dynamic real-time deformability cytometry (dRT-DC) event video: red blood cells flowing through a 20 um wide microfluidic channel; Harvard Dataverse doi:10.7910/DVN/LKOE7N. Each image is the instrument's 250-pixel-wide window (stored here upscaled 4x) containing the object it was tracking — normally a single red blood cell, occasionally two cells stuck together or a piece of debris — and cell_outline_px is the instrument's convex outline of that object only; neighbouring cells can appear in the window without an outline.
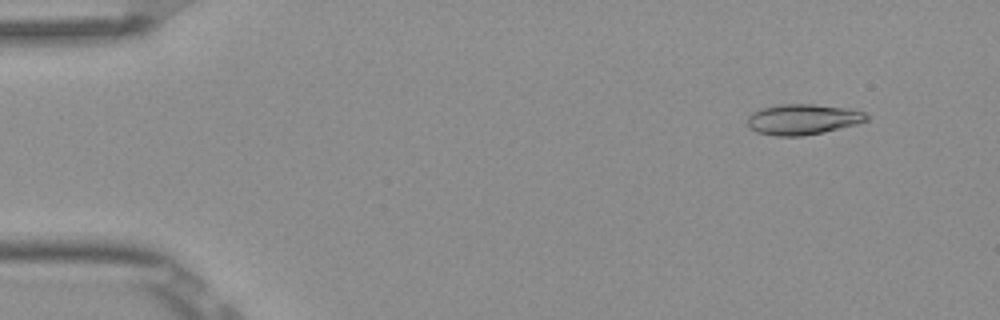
{"species": "Egyptian fruit bat (a non-hibernating species)", "species_latin": "Rousettus aegyptiacus", "temperature_condition": "room temperature", "stored_images_in_passage": 5, "camera_frame_rate_fps": 3000, "um_per_image_px": 0.085, "frame": {"image": 1, "passage_image": 2, "time_ms": 0.333, "image_size_px": [1000, 320], "cell_outline_px": [[868, 120], [856, 124], [824, 132], [800, 136], [776, 136], [756, 132], [748, 124], [748, 116], [752, 112], [760, 108], [780, 104], [812, 104], [848, 108], [864, 112], [868, 116]], "centroid_in_image_um": [68.23, 10.14], "position_along_channel_um": 16.8, "area_um2": 21.15}}
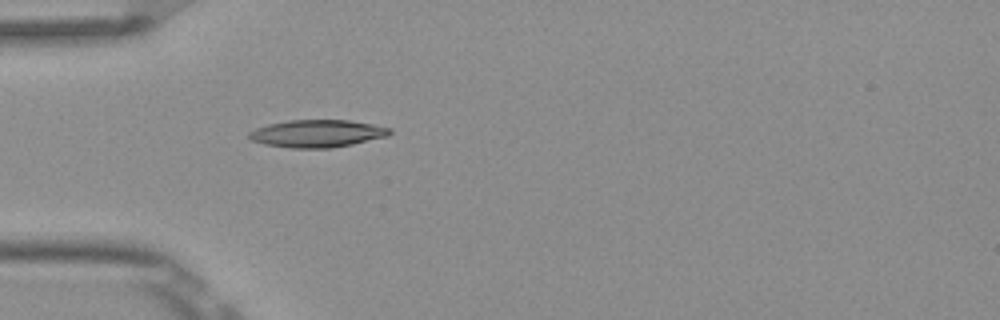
{"frame": {"image": 2, "passage_image": 5, "time_ms": 1.333, "image_size_px": [1000, 320], "cell_outline_px": [[392, 132], [388, 136], [352, 144], [332, 148], [292, 148], [264, 144], [252, 140], [248, 136], [248, 132], [256, 128], [268, 124], [288, 120], [348, 120], [372, 124], [392, 128]], "centroid_in_image_um": [26.97, 11.35], "position_along_channel_um": 58.0, "area_um2": 22.54}}